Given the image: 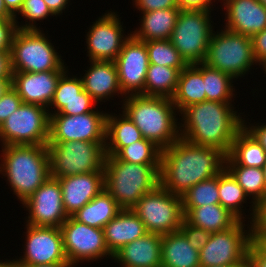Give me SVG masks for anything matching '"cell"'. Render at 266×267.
Masks as SVG:
<instances>
[{
    "label": "cell",
    "instance_id": "obj_24",
    "mask_svg": "<svg viewBox=\"0 0 266 267\" xmlns=\"http://www.w3.org/2000/svg\"><path fill=\"white\" fill-rule=\"evenodd\" d=\"M103 229L106 246L112 255L148 233L144 223L132 209H122Z\"/></svg>",
    "mask_w": 266,
    "mask_h": 267
},
{
    "label": "cell",
    "instance_id": "obj_19",
    "mask_svg": "<svg viewBox=\"0 0 266 267\" xmlns=\"http://www.w3.org/2000/svg\"><path fill=\"white\" fill-rule=\"evenodd\" d=\"M65 71L13 72L11 86L17 91L23 103L48 108L57 83Z\"/></svg>",
    "mask_w": 266,
    "mask_h": 267
},
{
    "label": "cell",
    "instance_id": "obj_57",
    "mask_svg": "<svg viewBox=\"0 0 266 267\" xmlns=\"http://www.w3.org/2000/svg\"><path fill=\"white\" fill-rule=\"evenodd\" d=\"M29 267H72L69 263H59V264H41L33 265Z\"/></svg>",
    "mask_w": 266,
    "mask_h": 267
},
{
    "label": "cell",
    "instance_id": "obj_55",
    "mask_svg": "<svg viewBox=\"0 0 266 267\" xmlns=\"http://www.w3.org/2000/svg\"><path fill=\"white\" fill-rule=\"evenodd\" d=\"M12 79H0V98L6 92V90L11 86Z\"/></svg>",
    "mask_w": 266,
    "mask_h": 267
},
{
    "label": "cell",
    "instance_id": "obj_35",
    "mask_svg": "<svg viewBox=\"0 0 266 267\" xmlns=\"http://www.w3.org/2000/svg\"><path fill=\"white\" fill-rule=\"evenodd\" d=\"M233 77L203 63V81L208 101L232 103L235 95Z\"/></svg>",
    "mask_w": 266,
    "mask_h": 267
},
{
    "label": "cell",
    "instance_id": "obj_4",
    "mask_svg": "<svg viewBox=\"0 0 266 267\" xmlns=\"http://www.w3.org/2000/svg\"><path fill=\"white\" fill-rule=\"evenodd\" d=\"M0 173L23 203L50 178L48 145L1 146Z\"/></svg>",
    "mask_w": 266,
    "mask_h": 267
},
{
    "label": "cell",
    "instance_id": "obj_46",
    "mask_svg": "<svg viewBox=\"0 0 266 267\" xmlns=\"http://www.w3.org/2000/svg\"><path fill=\"white\" fill-rule=\"evenodd\" d=\"M253 54L256 62L263 70L266 67V28L251 37Z\"/></svg>",
    "mask_w": 266,
    "mask_h": 267
},
{
    "label": "cell",
    "instance_id": "obj_18",
    "mask_svg": "<svg viewBox=\"0 0 266 267\" xmlns=\"http://www.w3.org/2000/svg\"><path fill=\"white\" fill-rule=\"evenodd\" d=\"M114 62L123 94L144 95L146 73L150 64L145 42L131 35Z\"/></svg>",
    "mask_w": 266,
    "mask_h": 267
},
{
    "label": "cell",
    "instance_id": "obj_32",
    "mask_svg": "<svg viewBox=\"0 0 266 267\" xmlns=\"http://www.w3.org/2000/svg\"><path fill=\"white\" fill-rule=\"evenodd\" d=\"M225 169L233 176L237 183L243 188L245 194L251 198L249 208L251 211L248 217V222L254 219L256 212V205L266 196V183L262 168L259 167H246L240 165H225Z\"/></svg>",
    "mask_w": 266,
    "mask_h": 267
},
{
    "label": "cell",
    "instance_id": "obj_30",
    "mask_svg": "<svg viewBox=\"0 0 266 267\" xmlns=\"http://www.w3.org/2000/svg\"><path fill=\"white\" fill-rule=\"evenodd\" d=\"M266 151L243 127L234 138L231 149L226 156L225 165H240L263 168Z\"/></svg>",
    "mask_w": 266,
    "mask_h": 267
},
{
    "label": "cell",
    "instance_id": "obj_9",
    "mask_svg": "<svg viewBox=\"0 0 266 267\" xmlns=\"http://www.w3.org/2000/svg\"><path fill=\"white\" fill-rule=\"evenodd\" d=\"M211 11L180 10L170 41L188 65L204 63L213 34Z\"/></svg>",
    "mask_w": 266,
    "mask_h": 267
},
{
    "label": "cell",
    "instance_id": "obj_43",
    "mask_svg": "<svg viewBox=\"0 0 266 267\" xmlns=\"http://www.w3.org/2000/svg\"><path fill=\"white\" fill-rule=\"evenodd\" d=\"M23 103L17 91L10 86L0 98V126Z\"/></svg>",
    "mask_w": 266,
    "mask_h": 267
},
{
    "label": "cell",
    "instance_id": "obj_39",
    "mask_svg": "<svg viewBox=\"0 0 266 267\" xmlns=\"http://www.w3.org/2000/svg\"><path fill=\"white\" fill-rule=\"evenodd\" d=\"M181 198L183 208L219 204L218 175L192 186Z\"/></svg>",
    "mask_w": 266,
    "mask_h": 267
},
{
    "label": "cell",
    "instance_id": "obj_26",
    "mask_svg": "<svg viewBox=\"0 0 266 267\" xmlns=\"http://www.w3.org/2000/svg\"><path fill=\"white\" fill-rule=\"evenodd\" d=\"M180 8H167L143 14L139 20L140 27L131 32L136 39L144 42L170 39L174 30Z\"/></svg>",
    "mask_w": 266,
    "mask_h": 267
},
{
    "label": "cell",
    "instance_id": "obj_51",
    "mask_svg": "<svg viewBox=\"0 0 266 267\" xmlns=\"http://www.w3.org/2000/svg\"><path fill=\"white\" fill-rule=\"evenodd\" d=\"M10 51H0V79H12Z\"/></svg>",
    "mask_w": 266,
    "mask_h": 267
},
{
    "label": "cell",
    "instance_id": "obj_42",
    "mask_svg": "<svg viewBox=\"0 0 266 267\" xmlns=\"http://www.w3.org/2000/svg\"><path fill=\"white\" fill-rule=\"evenodd\" d=\"M95 104H97V102L83 90V99H73L69 101L68 104L56 114L79 115L92 112L97 109Z\"/></svg>",
    "mask_w": 266,
    "mask_h": 267
},
{
    "label": "cell",
    "instance_id": "obj_40",
    "mask_svg": "<svg viewBox=\"0 0 266 267\" xmlns=\"http://www.w3.org/2000/svg\"><path fill=\"white\" fill-rule=\"evenodd\" d=\"M22 15L24 21L20 23L17 15ZM54 17L55 15L50 11L44 0H24L20 11L14 16L17 29L20 30H40V26H36V22L47 19L48 17Z\"/></svg>",
    "mask_w": 266,
    "mask_h": 267
},
{
    "label": "cell",
    "instance_id": "obj_7",
    "mask_svg": "<svg viewBox=\"0 0 266 267\" xmlns=\"http://www.w3.org/2000/svg\"><path fill=\"white\" fill-rule=\"evenodd\" d=\"M204 63L234 79L245 77L253 65H258L251 37L231 32L224 27L219 32H213Z\"/></svg>",
    "mask_w": 266,
    "mask_h": 267
},
{
    "label": "cell",
    "instance_id": "obj_60",
    "mask_svg": "<svg viewBox=\"0 0 266 267\" xmlns=\"http://www.w3.org/2000/svg\"><path fill=\"white\" fill-rule=\"evenodd\" d=\"M262 171H263V174H264V180H265V183H266V162H265V164L263 165Z\"/></svg>",
    "mask_w": 266,
    "mask_h": 267
},
{
    "label": "cell",
    "instance_id": "obj_11",
    "mask_svg": "<svg viewBox=\"0 0 266 267\" xmlns=\"http://www.w3.org/2000/svg\"><path fill=\"white\" fill-rule=\"evenodd\" d=\"M245 222L238 220L229 229L211 233L208 243L199 251L200 266L248 265L252 231L251 224Z\"/></svg>",
    "mask_w": 266,
    "mask_h": 267
},
{
    "label": "cell",
    "instance_id": "obj_49",
    "mask_svg": "<svg viewBox=\"0 0 266 267\" xmlns=\"http://www.w3.org/2000/svg\"><path fill=\"white\" fill-rule=\"evenodd\" d=\"M260 123V124H259ZM256 123L254 125L250 124V122H246L243 117V127L252 135V137L263 147L266 151V124L265 123Z\"/></svg>",
    "mask_w": 266,
    "mask_h": 267
},
{
    "label": "cell",
    "instance_id": "obj_45",
    "mask_svg": "<svg viewBox=\"0 0 266 267\" xmlns=\"http://www.w3.org/2000/svg\"><path fill=\"white\" fill-rule=\"evenodd\" d=\"M140 12H151L167 8H179L177 0H132Z\"/></svg>",
    "mask_w": 266,
    "mask_h": 267
},
{
    "label": "cell",
    "instance_id": "obj_48",
    "mask_svg": "<svg viewBox=\"0 0 266 267\" xmlns=\"http://www.w3.org/2000/svg\"><path fill=\"white\" fill-rule=\"evenodd\" d=\"M248 267H266V252L252 240L248 248Z\"/></svg>",
    "mask_w": 266,
    "mask_h": 267
},
{
    "label": "cell",
    "instance_id": "obj_50",
    "mask_svg": "<svg viewBox=\"0 0 266 267\" xmlns=\"http://www.w3.org/2000/svg\"><path fill=\"white\" fill-rule=\"evenodd\" d=\"M214 1L216 0H177V3L181 10H213L212 3Z\"/></svg>",
    "mask_w": 266,
    "mask_h": 267
},
{
    "label": "cell",
    "instance_id": "obj_41",
    "mask_svg": "<svg viewBox=\"0 0 266 267\" xmlns=\"http://www.w3.org/2000/svg\"><path fill=\"white\" fill-rule=\"evenodd\" d=\"M179 231L187 238L188 242L197 251H200L201 248L208 243L209 237L211 235L210 232L202 228L193 226L185 219L183 220Z\"/></svg>",
    "mask_w": 266,
    "mask_h": 267
},
{
    "label": "cell",
    "instance_id": "obj_54",
    "mask_svg": "<svg viewBox=\"0 0 266 267\" xmlns=\"http://www.w3.org/2000/svg\"><path fill=\"white\" fill-rule=\"evenodd\" d=\"M0 19H14V16L6 9L4 0H0Z\"/></svg>",
    "mask_w": 266,
    "mask_h": 267
},
{
    "label": "cell",
    "instance_id": "obj_58",
    "mask_svg": "<svg viewBox=\"0 0 266 267\" xmlns=\"http://www.w3.org/2000/svg\"><path fill=\"white\" fill-rule=\"evenodd\" d=\"M0 267H19V266L14 261V259L11 260V261L6 259V261L5 260L4 261L0 260Z\"/></svg>",
    "mask_w": 266,
    "mask_h": 267
},
{
    "label": "cell",
    "instance_id": "obj_20",
    "mask_svg": "<svg viewBox=\"0 0 266 267\" xmlns=\"http://www.w3.org/2000/svg\"><path fill=\"white\" fill-rule=\"evenodd\" d=\"M224 28L252 37L266 28V7L258 0H224Z\"/></svg>",
    "mask_w": 266,
    "mask_h": 267
},
{
    "label": "cell",
    "instance_id": "obj_13",
    "mask_svg": "<svg viewBox=\"0 0 266 267\" xmlns=\"http://www.w3.org/2000/svg\"><path fill=\"white\" fill-rule=\"evenodd\" d=\"M60 230L65 255L72 267H76L80 261L93 262L104 257L113 260L105 243L104 229L88 226L70 216Z\"/></svg>",
    "mask_w": 266,
    "mask_h": 267
},
{
    "label": "cell",
    "instance_id": "obj_14",
    "mask_svg": "<svg viewBox=\"0 0 266 267\" xmlns=\"http://www.w3.org/2000/svg\"><path fill=\"white\" fill-rule=\"evenodd\" d=\"M106 117L98 108L79 115L51 114L48 142L106 143Z\"/></svg>",
    "mask_w": 266,
    "mask_h": 267
},
{
    "label": "cell",
    "instance_id": "obj_15",
    "mask_svg": "<svg viewBox=\"0 0 266 267\" xmlns=\"http://www.w3.org/2000/svg\"><path fill=\"white\" fill-rule=\"evenodd\" d=\"M23 256L14 261L19 267L68 263L60 228L25 224Z\"/></svg>",
    "mask_w": 266,
    "mask_h": 267
},
{
    "label": "cell",
    "instance_id": "obj_17",
    "mask_svg": "<svg viewBox=\"0 0 266 267\" xmlns=\"http://www.w3.org/2000/svg\"><path fill=\"white\" fill-rule=\"evenodd\" d=\"M22 205L29 213L25 220L28 225L60 228L68 219L57 178L47 179Z\"/></svg>",
    "mask_w": 266,
    "mask_h": 267
},
{
    "label": "cell",
    "instance_id": "obj_47",
    "mask_svg": "<svg viewBox=\"0 0 266 267\" xmlns=\"http://www.w3.org/2000/svg\"><path fill=\"white\" fill-rule=\"evenodd\" d=\"M252 240L266 232V196L256 205V212L251 222Z\"/></svg>",
    "mask_w": 266,
    "mask_h": 267
},
{
    "label": "cell",
    "instance_id": "obj_6",
    "mask_svg": "<svg viewBox=\"0 0 266 267\" xmlns=\"http://www.w3.org/2000/svg\"><path fill=\"white\" fill-rule=\"evenodd\" d=\"M42 30L17 29L10 49L13 72H43L67 70L61 54L56 52L47 34Z\"/></svg>",
    "mask_w": 266,
    "mask_h": 267
},
{
    "label": "cell",
    "instance_id": "obj_8",
    "mask_svg": "<svg viewBox=\"0 0 266 267\" xmlns=\"http://www.w3.org/2000/svg\"><path fill=\"white\" fill-rule=\"evenodd\" d=\"M105 144L86 141L48 142L50 177L104 172Z\"/></svg>",
    "mask_w": 266,
    "mask_h": 267
},
{
    "label": "cell",
    "instance_id": "obj_36",
    "mask_svg": "<svg viewBox=\"0 0 266 267\" xmlns=\"http://www.w3.org/2000/svg\"><path fill=\"white\" fill-rule=\"evenodd\" d=\"M83 90L84 89L81 78H78L75 75L71 76L69 74V69H67L61 75L57 83L53 99L50 102L49 107L47 108L49 114L51 115L58 113L63 107L68 104L69 101H72L73 99H83Z\"/></svg>",
    "mask_w": 266,
    "mask_h": 267
},
{
    "label": "cell",
    "instance_id": "obj_38",
    "mask_svg": "<svg viewBox=\"0 0 266 267\" xmlns=\"http://www.w3.org/2000/svg\"><path fill=\"white\" fill-rule=\"evenodd\" d=\"M145 44L150 64L174 67L179 71L188 65L170 39L152 40Z\"/></svg>",
    "mask_w": 266,
    "mask_h": 267
},
{
    "label": "cell",
    "instance_id": "obj_56",
    "mask_svg": "<svg viewBox=\"0 0 266 267\" xmlns=\"http://www.w3.org/2000/svg\"><path fill=\"white\" fill-rule=\"evenodd\" d=\"M254 241L266 252V232H262Z\"/></svg>",
    "mask_w": 266,
    "mask_h": 267
},
{
    "label": "cell",
    "instance_id": "obj_29",
    "mask_svg": "<svg viewBox=\"0 0 266 267\" xmlns=\"http://www.w3.org/2000/svg\"><path fill=\"white\" fill-rule=\"evenodd\" d=\"M184 219L193 226L210 233L231 228L238 219L220 204L203 205L197 208H183Z\"/></svg>",
    "mask_w": 266,
    "mask_h": 267
},
{
    "label": "cell",
    "instance_id": "obj_25",
    "mask_svg": "<svg viewBox=\"0 0 266 267\" xmlns=\"http://www.w3.org/2000/svg\"><path fill=\"white\" fill-rule=\"evenodd\" d=\"M207 100L203 81V63L187 65L178 78L172 102L181 113L186 107Z\"/></svg>",
    "mask_w": 266,
    "mask_h": 267
},
{
    "label": "cell",
    "instance_id": "obj_52",
    "mask_svg": "<svg viewBox=\"0 0 266 267\" xmlns=\"http://www.w3.org/2000/svg\"><path fill=\"white\" fill-rule=\"evenodd\" d=\"M44 2L46 3V5L49 7L50 11L56 16L58 17L59 15H61L63 13V11H65L66 7L68 5V3H70V0H44Z\"/></svg>",
    "mask_w": 266,
    "mask_h": 267
},
{
    "label": "cell",
    "instance_id": "obj_12",
    "mask_svg": "<svg viewBox=\"0 0 266 267\" xmlns=\"http://www.w3.org/2000/svg\"><path fill=\"white\" fill-rule=\"evenodd\" d=\"M50 114L46 107L22 103L0 126L5 145H48Z\"/></svg>",
    "mask_w": 266,
    "mask_h": 267
},
{
    "label": "cell",
    "instance_id": "obj_3",
    "mask_svg": "<svg viewBox=\"0 0 266 267\" xmlns=\"http://www.w3.org/2000/svg\"><path fill=\"white\" fill-rule=\"evenodd\" d=\"M121 103L122 112L136 125L143 138L161 150L180 138L178 110L172 99L139 94L126 96Z\"/></svg>",
    "mask_w": 266,
    "mask_h": 267
},
{
    "label": "cell",
    "instance_id": "obj_31",
    "mask_svg": "<svg viewBox=\"0 0 266 267\" xmlns=\"http://www.w3.org/2000/svg\"><path fill=\"white\" fill-rule=\"evenodd\" d=\"M121 210L116 200L104 189L72 217L88 226L103 229Z\"/></svg>",
    "mask_w": 266,
    "mask_h": 267
},
{
    "label": "cell",
    "instance_id": "obj_1",
    "mask_svg": "<svg viewBox=\"0 0 266 267\" xmlns=\"http://www.w3.org/2000/svg\"><path fill=\"white\" fill-rule=\"evenodd\" d=\"M226 156L219 148L192 144L180 137L161 150L160 185L183 196L192 186L220 174Z\"/></svg>",
    "mask_w": 266,
    "mask_h": 267
},
{
    "label": "cell",
    "instance_id": "obj_5",
    "mask_svg": "<svg viewBox=\"0 0 266 267\" xmlns=\"http://www.w3.org/2000/svg\"><path fill=\"white\" fill-rule=\"evenodd\" d=\"M160 184V165L133 164L106 156L104 189L122 209H132L137 202Z\"/></svg>",
    "mask_w": 266,
    "mask_h": 267
},
{
    "label": "cell",
    "instance_id": "obj_2",
    "mask_svg": "<svg viewBox=\"0 0 266 267\" xmlns=\"http://www.w3.org/2000/svg\"><path fill=\"white\" fill-rule=\"evenodd\" d=\"M232 103L203 101L179 113L180 137L196 145L216 147L229 153L243 119Z\"/></svg>",
    "mask_w": 266,
    "mask_h": 267
},
{
    "label": "cell",
    "instance_id": "obj_28",
    "mask_svg": "<svg viewBox=\"0 0 266 267\" xmlns=\"http://www.w3.org/2000/svg\"><path fill=\"white\" fill-rule=\"evenodd\" d=\"M143 136L136 125L122 112L106 117V156H115L123 147L142 140Z\"/></svg>",
    "mask_w": 266,
    "mask_h": 267
},
{
    "label": "cell",
    "instance_id": "obj_59",
    "mask_svg": "<svg viewBox=\"0 0 266 267\" xmlns=\"http://www.w3.org/2000/svg\"><path fill=\"white\" fill-rule=\"evenodd\" d=\"M213 267H248V265H221V266H213Z\"/></svg>",
    "mask_w": 266,
    "mask_h": 267
},
{
    "label": "cell",
    "instance_id": "obj_10",
    "mask_svg": "<svg viewBox=\"0 0 266 267\" xmlns=\"http://www.w3.org/2000/svg\"><path fill=\"white\" fill-rule=\"evenodd\" d=\"M132 210L144 223L148 233L165 235L177 232L184 220L181 196L172 194L160 184L144 194Z\"/></svg>",
    "mask_w": 266,
    "mask_h": 267
},
{
    "label": "cell",
    "instance_id": "obj_16",
    "mask_svg": "<svg viewBox=\"0 0 266 267\" xmlns=\"http://www.w3.org/2000/svg\"><path fill=\"white\" fill-rule=\"evenodd\" d=\"M119 16L112 10L108 11L90 26L85 37L89 61H115L118 57L124 42L131 36V33L123 34V22Z\"/></svg>",
    "mask_w": 266,
    "mask_h": 267
},
{
    "label": "cell",
    "instance_id": "obj_61",
    "mask_svg": "<svg viewBox=\"0 0 266 267\" xmlns=\"http://www.w3.org/2000/svg\"><path fill=\"white\" fill-rule=\"evenodd\" d=\"M266 7V0H258Z\"/></svg>",
    "mask_w": 266,
    "mask_h": 267
},
{
    "label": "cell",
    "instance_id": "obj_44",
    "mask_svg": "<svg viewBox=\"0 0 266 267\" xmlns=\"http://www.w3.org/2000/svg\"><path fill=\"white\" fill-rule=\"evenodd\" d=\"M16 31L15 19H0V51H10Z\"/></svg>",
    "mask_w": 266,
    "mask_h": 267
},
{
    "label": "cell",
    "instance_id": "obj_23",
    "mask_svg": "<svg viewBox=\"0 0 266 267\" xmlns=\"http://www.w3.org/2000/svg\"><path fill=\"white\" fill-rule=\"evenodd\" d=\"M121 267H161V235L146 233L113 255Z\"/></svg>",
    "mask_w": 266,
    "mask_h": 267
},
{
    "label": "cell",
    "instance_id": "obj_27",
    "mask_svg": "<svg viewBox=\"0 0 266 267\" xmlns=\"http://www.w3.org/2000/svg\"><path fill=\"white\" fill-rule=\"evenodd\" d=\"M161 267H201L199 251L180 231L161 235Z\"/></svg>",
    "mask_w": 266,
    "mask_h": 267
},
{
    "label": "cell",
    "instance_id": "obj_53",
    "mask_svg": "<svg viewBox=\"0 0 266 267\" xmlns=\"http://www.w3.org/2000/svg\"><path fill=\"white\" fill-rule=\"evenodd\" d=\"M24 0H4L6 9L15 16L21 9Z\"/></svg>",
    "mask_w": 266,
    "mask_h": 267
},
{
    "label": "cell",
    "instance_id": "obj_22",
    "mask_svg": "<svg viewBox=\"0 0 266 267\" xmlns=\"http://www.w3.org/2000/svg\"><path fill=\"white\" fill-rule=\"evenodd\" d=\"M90 67L80 78L83 89L96 101L112 100L114 96L126 97L119 85L117 67L114 61L90 60ZM117 93V94H116Z\"/></svg>",
    "mask_w": 266,
    "mask_h": 267
},
{
    "label": "cell",
    "instance_id": "obj_34",
    "mask_svg": "<svg viewBox=\"0 0 266 267\" xmlns=\"http://www.w3.org/2000/svg\"><path fill=\"white\" fill-rule=\"evenodd\" d=\"M219 204L232 213L239 221H246L243 204L247 203L248 196L233 176L224 169L218 174ZM246 201V202H245Z\"/></svg>",
    "mask_w": 266,
    "mask_h": 267
},
{
    "label": "cell",
    "instance_id": "obj_21",
    "mask_svg": "<svg viewBox=\"0 0 266 267\" xmlns=\"http://www.w3.org/2000/svg\"><path fill=\"white\" fill-rule=\"evenodd\" d=\"M57 179L60 182L63 207L68 217L104 190V172L81 173Z\"/></svg>",
    "mask_w": 266,
    "mask_h": 267
},
{
    "label": "cell",
    "instance_id": "obj_37",
    "mask_svg": "<svg viewBox=\"0 0 266 267\" xmlns=\"http://www.w3.org/2000/svg\"><path fill=\"white\" fill-rule=\"evenodd\" d=\"M115 156L121 161L133 164L160 165L161 149L143 138L123 147Z\"/></svg>",
    "mask_w": 266,
    "mask_h": 267
},
{
    "label": "cell",
    "instance_id": "obj_33",
    "mask_svg": "<svg viewBox=\"0 0 266 267\" xmlns=\"http://www.w3.org/2000/svg\"><path fill=\"white\" fill-rule=\"evenodd\" d=\"M179 75L180 71L177 68L149 64L144 95L172 99L177 89Z\"/></svg>",
    "mask_w": 266,
    "mask_h": 267
}]
</instances>
